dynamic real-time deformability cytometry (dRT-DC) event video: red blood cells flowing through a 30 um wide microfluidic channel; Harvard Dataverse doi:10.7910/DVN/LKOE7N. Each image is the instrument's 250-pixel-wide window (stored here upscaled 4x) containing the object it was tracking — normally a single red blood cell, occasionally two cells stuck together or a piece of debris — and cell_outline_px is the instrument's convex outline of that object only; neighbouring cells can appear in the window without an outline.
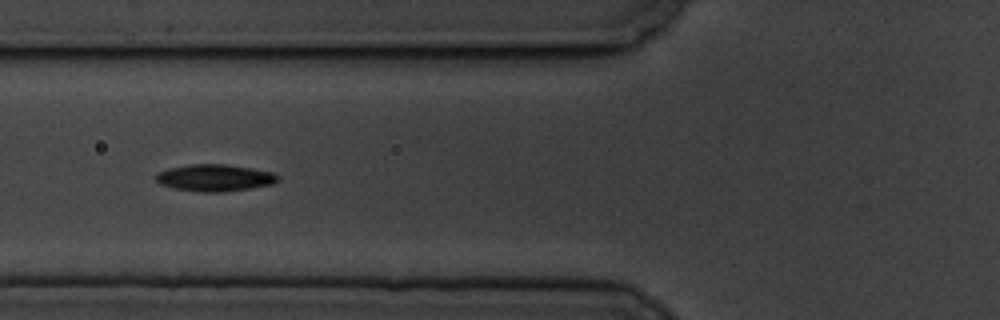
{"species": "common noctule bat (a hibernating species)", "species_latin": "Nyctalus noctula", "temperature_condition": "cold", "stored_images_in_passage": 11, "camera_frame_rate_fps": 3000, "um_per_image_px": 0.085, "animal": {"sex": "male", "body_mass_g": 19.5, "forearm_length_mm": 54.6}, "frame": {"image": 1, "passage_image": 5, "time_ms": 5.333, "image_size_px": [1000, 320], "cell_outline_px": [[280, 176], [272, 184], [224, 192], [204, 192], [176, 188], [160, 184], [156, 180], [156, 172], [168, 168], [188, 164], [224, 164], [252, 168], [272, 172]], "centroid_in_image_um": [18.22, 15.1], "position_along_channel_um": 107.6, "area_um2": 18.96}}
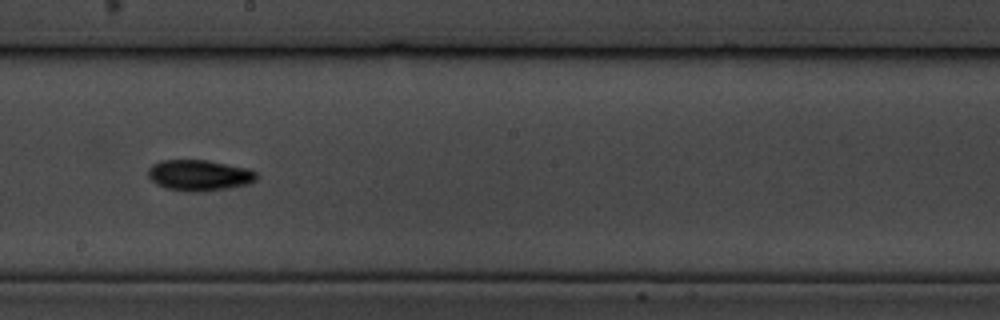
{"frame": {"image": 2, "passage_image": 8, "time_ms": 9.0, "image_size_px": [1000, 320], "cell_outline_px": [[256, 180], [248, 184], [228, 188], [204, 192], [188, 192], [168, 188], [156, 184], [148, 176], [148, 168], [152, 164], [160, 160], [208, 160], [248, 168], [256, 172]], "centroid_in_image_um": [16.93, 14.9], "position_along_channel_um": 231.3, "area_um2": 19.65}}
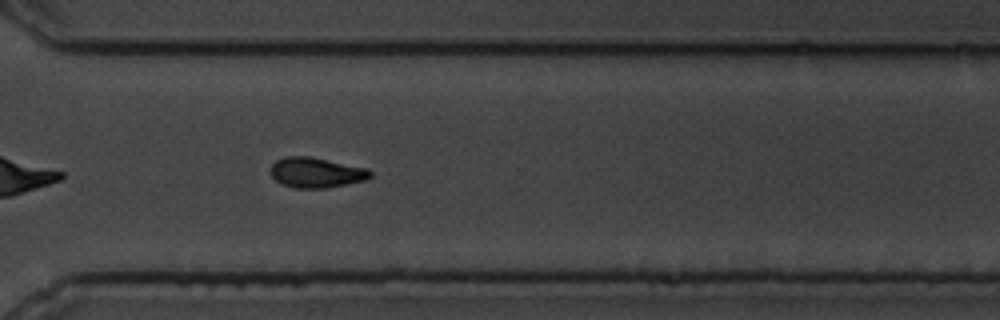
{"frame": {"image": 3, "passage_image": 11, "time_ms": 12.333, "image_size_px": [1000, 320], "cell_outline_px": [[372, 176], [368, 180], [328, 188], [296, 188], [280, 184], [272, 176], [272, 164], [276, 160], [284, 156], [308, 156], [368, 168], [372, 172]], "centroid_in_image_um": [26.91, 14.67], "position_along_channel_um": 343.7, "area_um2": 17.69}}